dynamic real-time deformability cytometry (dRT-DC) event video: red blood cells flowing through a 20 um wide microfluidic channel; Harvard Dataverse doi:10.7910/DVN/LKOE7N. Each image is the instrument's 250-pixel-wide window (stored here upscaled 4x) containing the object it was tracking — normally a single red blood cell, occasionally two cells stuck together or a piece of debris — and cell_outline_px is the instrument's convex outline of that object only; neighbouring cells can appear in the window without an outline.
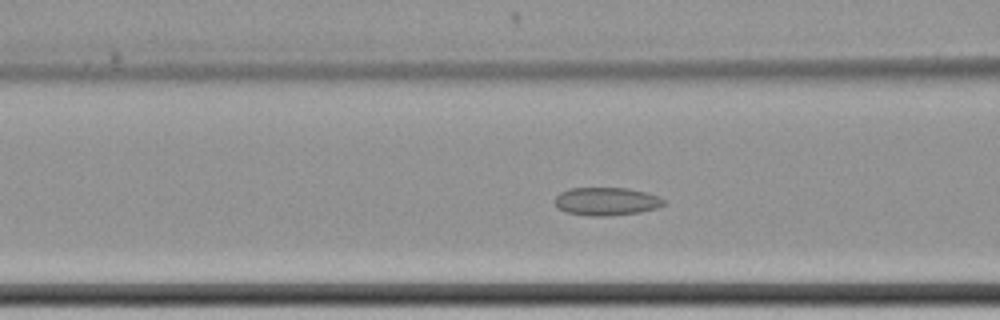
{"species": "common noctule bat (a hibernating species)", "species_latin": "Nyctalus noctula", "temperature_condition": "cold", "stored_images_in_passage": 63, "camera_frame_rate_fps": 3000, "um_per_image_px": 0.085, "animal": {"sex": "female", "body_mass_g": 22.7, "forearm_length_mm": 54.2}, "frame": {"image": 1, "passage_image": 26, "time_ms": 8.333, "image_size_px": [1000, 320], "cell_outline_px": [[668, 204], [656, 208], [640, 212], [608, 216], [588, 216], [568, 212], [556, 208], [556, 196], [560, 192], [572, 188], [628, 188], [644, 192], [656, 196], [664, 200]], "centroid_in_image_um": [51.55, 17.12], "position_along_channel_um": 115.1, "area_um2": 17.74}}
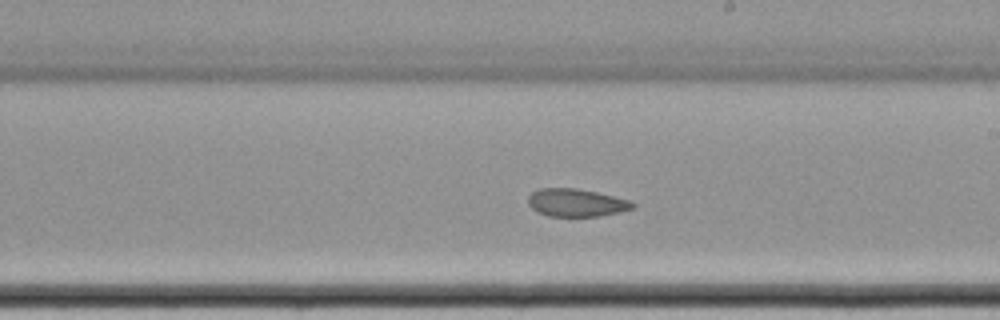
{"frame": {"image": 2, "passage_image": 37, "time_ms": 12.0, "image_size_px": [1000, 320], "cell_outline_px": [[636, 208], [600, 216], [548, 216], [536, 212], [528, 204], [528, 196], [532, 192], [540, 188], [576, 188], [596, 192], [632, 200], [636, 204]], "centroid_in_image_um": [49.0, 17.23], "position_along_channel_um": 240.0, "area_um2": 17.11}}
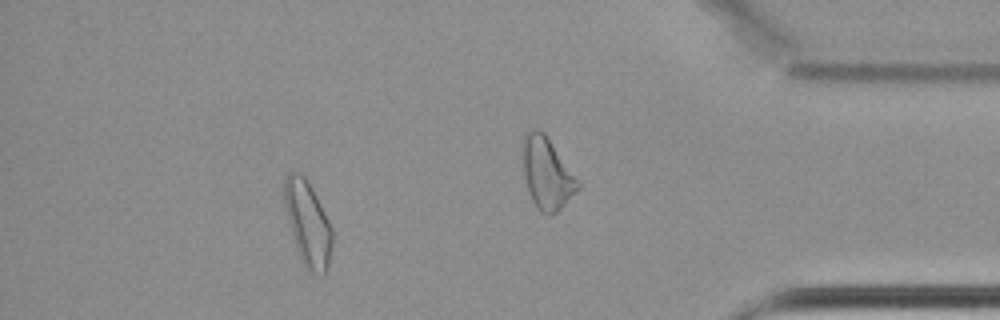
{"frame": {"image": 3, "passage_image": 56, "time_ms": 18.333, "image_size_px": [1000, 320], "cell_outline_px": [[332, 244], [328, 268], [324, 276], [308, 272], [304, 268], [300, 260], [292, 236], [284, 204], [284, 176], [288, 172], [300, 172], [304, 176], [316, 196], [332, 228]], "centroid_in_image_um": [26.15, 19.04], "position_along_channel_um": 409.1, "area_um2": 23.81}, "authors_computed_cell_mechanics": {"area_um2": 19.5364, "velocity_mm_per_s": 3.4133, "shape_relaxation_time_tau1_ms": null, "shape_relaxation_time_tau2_ms": 2.5538, "deformation_change_tau1": null, "deformation_change_tau2": 0.0664}}